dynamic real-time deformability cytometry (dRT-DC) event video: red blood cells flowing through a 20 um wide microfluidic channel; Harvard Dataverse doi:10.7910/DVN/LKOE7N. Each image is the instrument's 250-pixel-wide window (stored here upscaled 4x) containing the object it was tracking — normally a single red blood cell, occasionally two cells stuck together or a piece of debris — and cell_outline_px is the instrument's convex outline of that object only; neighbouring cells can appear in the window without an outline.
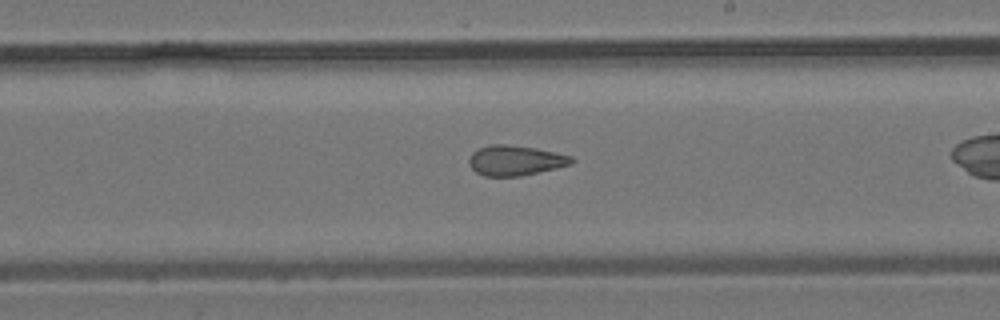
{"species": "common noctule bat (a hibernating species)", "species_latin": "Nyctalus noctula", "temperature_condition": "room temperature", "stored_images_in_passage": 29, "camera_frame_rate_fps": 3000, "um_per_image_px": 0.085, "animal": {"sex": "male", "body_mass_g": 19.2, "forearm_length_mm": 51.8}, "frame": {"image": 1, "passage_image": 20, "time_ms": 6.333, "image_size_px": [1000, 320], "cell_outline_px": [[576, 160], [572, 164], [520, 176], [484, 176], [476, 172], [468, 164], [468, 160], [472, 152], [480, 148], [492, 144], [504, 144], [536, 148], [556, 152], [572, 156]], "centroid_in_image_um": [43.81, 13.63], "position_along_channel_um": 245.2, "area_um2": 17.98}}